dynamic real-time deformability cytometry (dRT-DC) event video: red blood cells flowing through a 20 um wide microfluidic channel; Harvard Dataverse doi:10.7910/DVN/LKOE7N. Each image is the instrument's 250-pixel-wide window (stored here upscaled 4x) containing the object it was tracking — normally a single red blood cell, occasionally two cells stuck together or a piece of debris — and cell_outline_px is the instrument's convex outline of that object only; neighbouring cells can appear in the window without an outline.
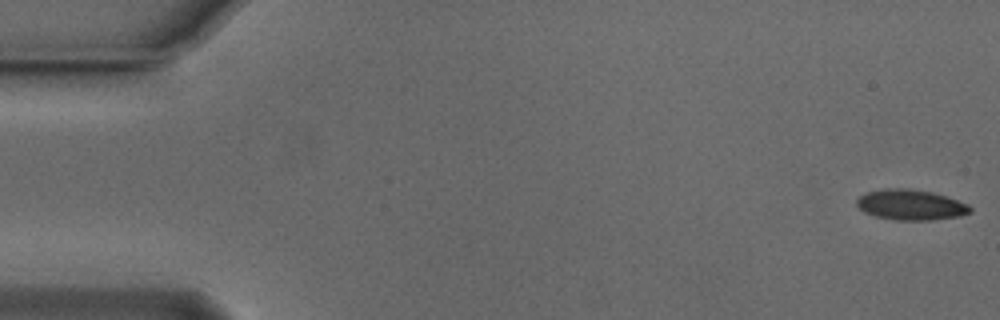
{"species": "Egyptian fruit bat (a non-hibernating species)", "species_latin": "Rousettus aegyptiacus", "temperature_condition": "cold", "stored_images_in_passage": 54, "camera_frame_rate_fps": 3000, "um_per_image_px": 0.085, "animal": {"sex": "male"}, "frame": {"image": 1, "passage_image": 1, "time_ms": 0.0, "image_size_px": [1000, 320], "cell_outline_px": [[972, 212], [960, 216], [932, 220], [896, 220], [876, 216], [864, 212], [856, 204], [856, 200], [860, 196], [868, 192], [884, 188], [908, 188], [932, 192], [968, 204], [972, 208]], "centroid_in_image_um": [77.42, 17.41], "position_along_channel_um": 7.6, "area_um2": 20.06}}
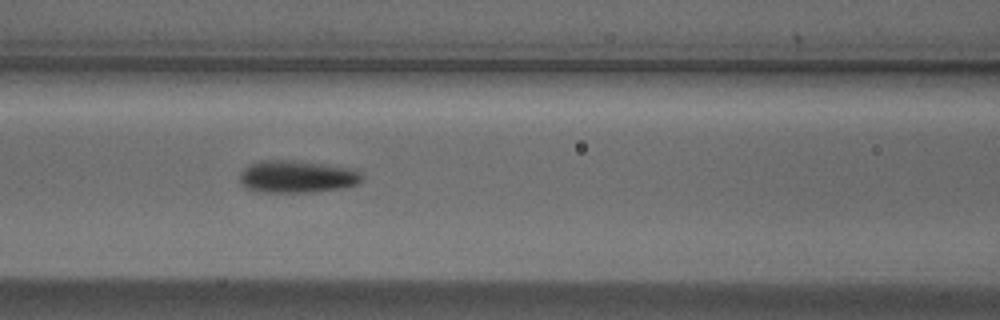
{"frame": {"image": 2, "passage_image": 23, "time_ms": 7.333, "image_size_px": [1000, 320], "cell_outline_px": [[364, 176], [356, 184], [340, 188], [308, 192], [260, 192], [248, 188], [240, 180], [240, 172], [248, 164], [260, 160], [296, 160], [356, 168]], "centroid_in_image_um": [25.25, 14.99], "position_along_channel_um": 141.3, "area_um2": 23.12}}
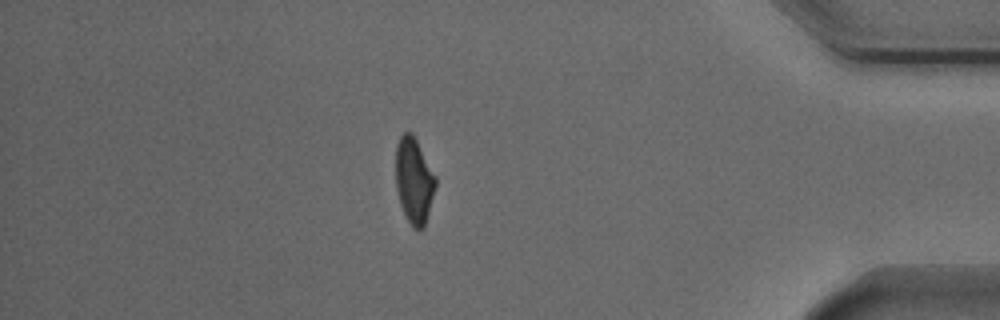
{"frame": {"image": 3, "passage_image": 47, "time_ms": 15.333, "image_size_px": [1000, 320], "cell_outline_px": [[436, 184], [424, 228], [412, 228], [400, 204], [396, 188], [396, 144], [400, 136], [404, 132], [412, 132], [436, 176]], "centroid_in_image_um": [35.18, 15.32], "position_along_channel_um": 400.0, "area_um2": 19.77}, "authors_computed_cell_mechanics": {"area_um2": 21.0103, "velocity_mm_per_s": 3.752, "shape_relaxation_time_tau1_ms": 3.137, "shape_relaxation_time_tau2_ms": 4.6037, "deformation_change_tau1": 0.1234, "deformation_change_tau2": 0.0878}}